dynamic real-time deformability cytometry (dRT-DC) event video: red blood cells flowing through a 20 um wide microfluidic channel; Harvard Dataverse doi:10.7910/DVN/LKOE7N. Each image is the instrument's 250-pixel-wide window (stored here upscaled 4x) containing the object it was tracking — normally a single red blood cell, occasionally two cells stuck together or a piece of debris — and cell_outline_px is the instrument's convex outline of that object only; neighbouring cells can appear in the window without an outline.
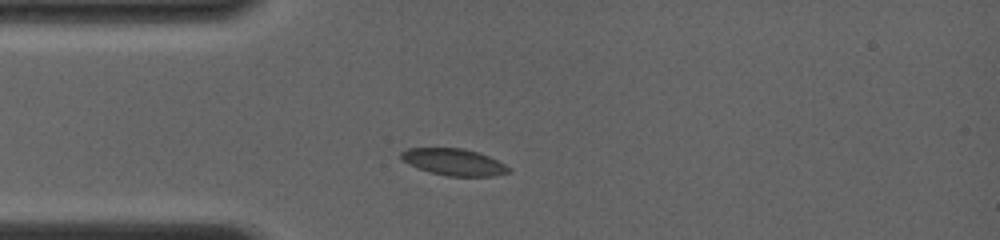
{"species": "common noctule bat (a hibernating species)", "species_latin": "Nyctalus noctula", "temperature_condition": "room temperature", "stored_images_in_passage": 35, "camera_frame_rate_fps": 4000, "um_per_image_px": 0.085, "animal": {"sex": "female", "body_mass_g": 19.0, "forearm_length_mm": 56.7}, "frame": {"image": 1, "passage_image": 4, "time_ms": 1.5, "image_size_px": [1000, 240], "cell_outline_px": [[512, 172], [492, 176], [448, 176], [428, 172], [408, 164], [400, 156], [400, 152], [408, 148], [464, 148], [488, 156], [512, 168]], "centroid_in_image_um": [38.58, 13.78], "position_along_channel_um": 46.4, "area_um2": 16.76}}
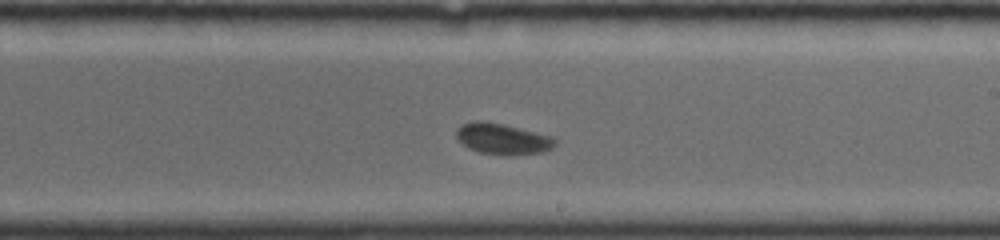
{"frame": {"image": 2, "passage_image": 19, "time_ms": 6.75, "image_size_px": [1000, 240], "cell_outline_px": [[556, 144], [552, 148], [544, 152], [516, 156], [504, 156], [480, 152], [468, 148], [456, 136], [456, 128], [464, 124], [476, 120], [484, 120], [504, 124], [552, 136], [556, 140]], "centroid_in_image_um": [42.75, 11.82], "position_along_channel_um": 246.2, "area_um2": 18.09}}
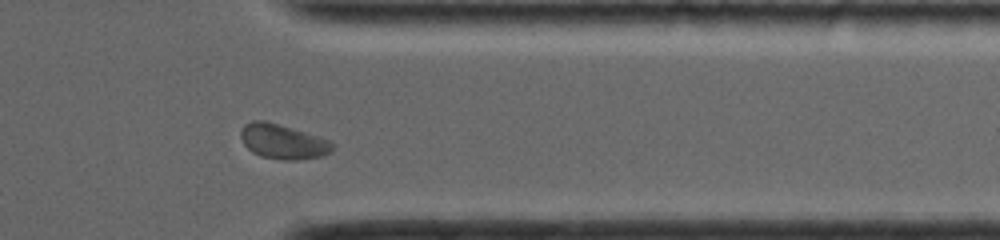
{"frame": {"image": 3, "passage_image": 32, "time_ms": 10.25, "image_size_px": [1000, 240], "cell_outline_px": [[336, 144], [332, 152], [320, 156], [296, 160], [280, 160], [260, 156], [252, 152], [244, 144], [240, 136], [240, 132], [244, 124], [252, 120], [264, 120], [292, 128], [328, 140]], "centroid_in_image_um": [24.03, 12.04], "position_along_channel_um": 387.4, "area_um2": 18.55}, "authors_computed_cell_mechanics": {"area_um2": 17.629, "velocity_mm_per_s": 4.0032, "shape_relaxation_time_tau1_ms": 1.9589, "shape_relaxation_time_tau2_ms": 3.154, "deformation_change_tau1": 0.0726, "deformation_change_tau2": 0.0551}}